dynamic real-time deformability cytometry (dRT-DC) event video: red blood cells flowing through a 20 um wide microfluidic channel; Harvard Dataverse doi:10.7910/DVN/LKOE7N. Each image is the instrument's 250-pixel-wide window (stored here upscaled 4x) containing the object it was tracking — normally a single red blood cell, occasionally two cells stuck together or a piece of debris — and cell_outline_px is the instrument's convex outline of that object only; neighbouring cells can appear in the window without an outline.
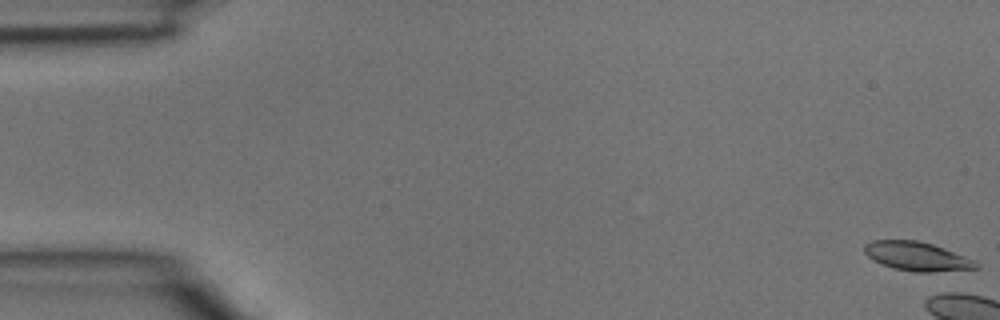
{"species": "common noctule bat (a hibernating species)", "species_latin": "Nyctalus noctula", "temperature_condition": "room temperature", "stored_images_in_passage": 5, "camera_frame_rate_fps": 3000, "um_per_image_px": 0.085, "animal": {"sex": "male", "body_mass_g": 15.6}, "frame": {"image": 1, "passage_image": 1, "time_ms": 0.0, "image_size_px": [1000, 320], "cell_outline_px": [[980, 268], [932, 272], [916, 272], [892, 268], [872, 260], [864, 252], [864, 244], [872, 240], [916, 240], [932, 244], [944, 248], [976, 260], [980, 264]], "centroid_in_image_um": [77.96, 21.79], "position_along_channel_um": 7.0, "area_um2": 18.96}}